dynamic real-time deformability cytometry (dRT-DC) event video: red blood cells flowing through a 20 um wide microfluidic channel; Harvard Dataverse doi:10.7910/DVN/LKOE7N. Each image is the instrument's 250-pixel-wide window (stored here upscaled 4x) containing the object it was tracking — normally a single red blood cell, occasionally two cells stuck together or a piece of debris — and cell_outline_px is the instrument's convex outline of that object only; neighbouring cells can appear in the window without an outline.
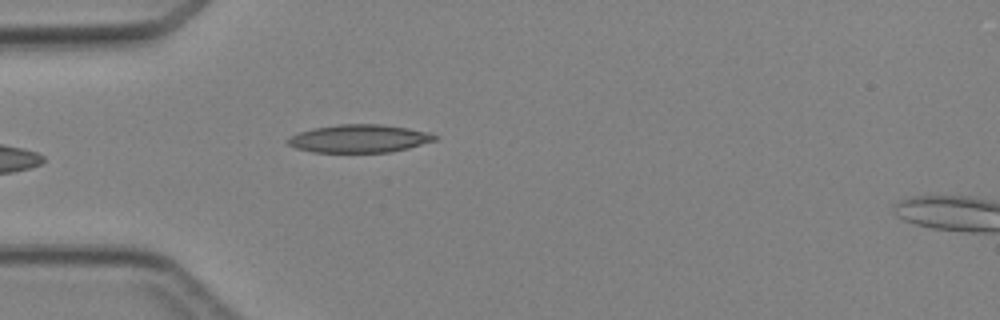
{"species": "Egyptian fruit bat (a non-hibernating species)", "species_latin": "Rousettus aegyptiacus", "temperature_condition": "cold", "stored_images_in_passage": 5, "camera_frame_rate_fps": 3000, "um_per_image_px": 0.085, "animal": {"sex": "female"}, "frame": {"image": 1, "passage_image": 4, "time_ms": 4.333, "image_size_px": [1000, 320], "cell_outline_px": [[436, 140], [408, 148], [388, 152], [312, 152], [296, 148], [288, 144], [284, 140], [300, 132], [312, 128], [340, 124], [380, 124], [408, 128], [428, 132], [436, 136]], "centroid_in_image_um": [30.51, 11.78], "position_along_channel_um": 54.5, "area_um2": 23.81}}